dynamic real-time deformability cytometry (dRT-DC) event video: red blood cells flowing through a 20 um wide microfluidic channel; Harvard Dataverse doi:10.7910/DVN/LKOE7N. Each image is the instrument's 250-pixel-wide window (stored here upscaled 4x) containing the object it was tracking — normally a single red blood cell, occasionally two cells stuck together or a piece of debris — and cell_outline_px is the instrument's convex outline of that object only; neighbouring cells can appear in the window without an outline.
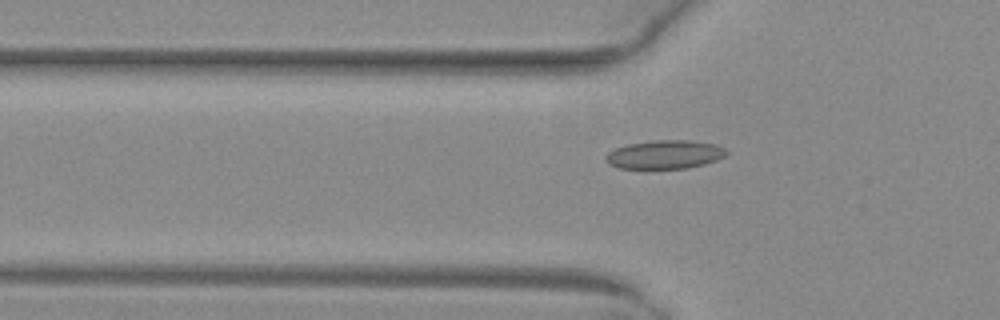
{"species": "common noctule bat (a hibernating species)", "species_latin": "Nyctalus noctula", "temperature_condition": "warm", "stored_images_in_passage": 46, "camera_frame_rate_fps": 3000, "um_per_image_px": 0.085, "animal": {"sex": "female", "body_mass_g": 29.2, "forearm_length_mm": 56.3}, "frame": {"image": 1, "passage_image": 15, "time_ms": 4.667, "image_size_px": [1000, 320], "cell_outline_px": [[728, 152], [724, 156], [716, 160], [704, 164], [688, 168], [620, 168], [608, 164], [604, 156], [608, 152], [616, 148], [628, 144], [652, 140], [692, 140], [716, 144], [724, 148]], "centroid_in_image_um": [56.51, 13.12], "position_along_channel_um": 69.3, "area_um2": 20.11}}
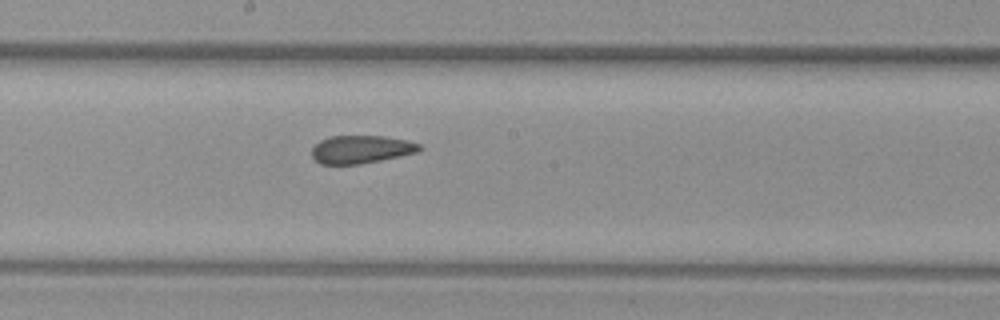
{"frame": {"image": 2, "passage_image": 26, "time_ms": 8.333, "image_size_px": [1000, 320], "cell_outline_px": [[424, 148], [416, 152], [380, 160], [360, 164], [320, 164], [312, 156], [312, 148], [320, 140], [332, 136], [384, 136], [408, 140], [420, 144]], "centroid_in_image_um": [30.7, 12.69], "position_along_channel_um": 217.5, "area_um2": 17.46}}
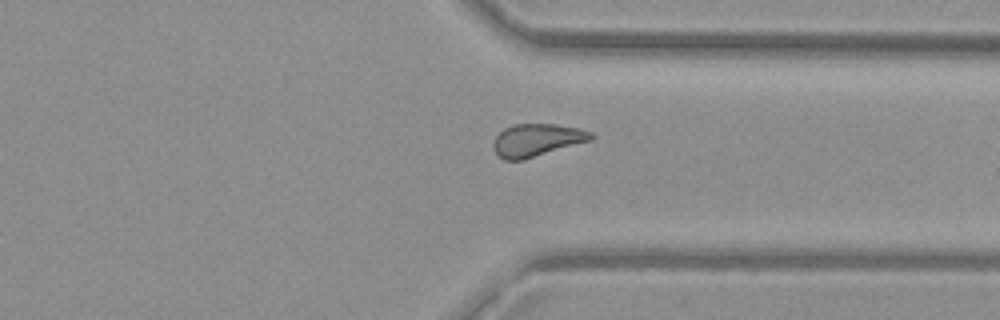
{"frame": {"image": 3, "passage_image": 37, "time_ms": 12.0, "image_size_px": [1000, 320], "cell_outline_px": [[596, 136], [592, 140], [524, 160], [504, 160], [492, 148], [492, 144], [496, 136], [504, 128], [512, 124], [552, 124], [580, 128], [592, 132]], "centroid_in_image_um": [45.65, 11.9], "position_along_channel_um": 365.8, "area_um2": 18.73}, "authors_computed_cell_mechanics": {"area_um2": 18.9295, "velocity_mm_per_s": 4.0511, "shape_relaxation_time_tau1_ms": null, "shape_relaxation_time_tau2_ms": 2.9218, "deformation_change_tau1": null, "deformation_change_tau2": 0.0817}}